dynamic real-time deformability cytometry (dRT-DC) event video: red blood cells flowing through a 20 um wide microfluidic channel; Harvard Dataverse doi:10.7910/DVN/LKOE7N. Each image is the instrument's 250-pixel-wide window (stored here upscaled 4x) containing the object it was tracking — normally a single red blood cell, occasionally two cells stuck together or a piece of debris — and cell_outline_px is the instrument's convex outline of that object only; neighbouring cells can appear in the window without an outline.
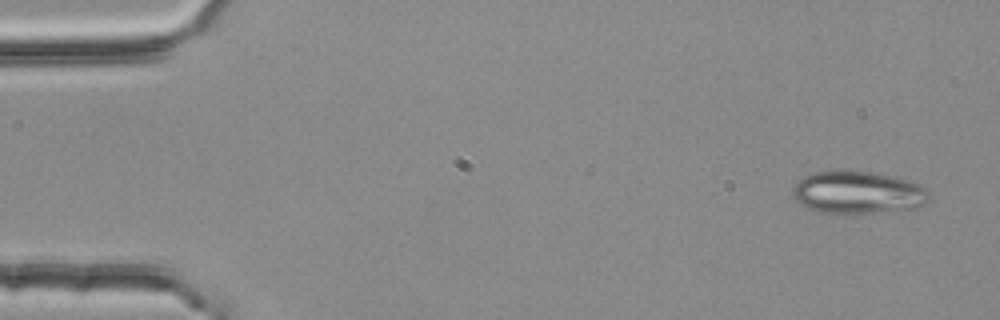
{"species": "common noctule bat (a hibernating species)", "species_latin": "Nyctalus noctula", "temperature_condition": "room temperature", "stored_images_in_passage": 3, "camera_frame_rate_fps": 3000, "um_per_image_px": 0.085, "animal": {"sex": "female", "body_mass_g": 25.1}, "frame": {"image": 1, "passage_image": 1, "time_ms": 0.0, "image_size_px": [1000, 320], "cell_outline_px": [[928, 200], [916, 208], [844, 216], [820, 212], [808, 208], [796, 200], [792, 196], [792, 188], [804, 176], [812, 172], [868, 172], [912, 180], [920, 184], [928, 192]], "centroid_in_image_um": [72.9, 16.41], "position_along_channel_um": 12.1, "area_um2": 33.93}}